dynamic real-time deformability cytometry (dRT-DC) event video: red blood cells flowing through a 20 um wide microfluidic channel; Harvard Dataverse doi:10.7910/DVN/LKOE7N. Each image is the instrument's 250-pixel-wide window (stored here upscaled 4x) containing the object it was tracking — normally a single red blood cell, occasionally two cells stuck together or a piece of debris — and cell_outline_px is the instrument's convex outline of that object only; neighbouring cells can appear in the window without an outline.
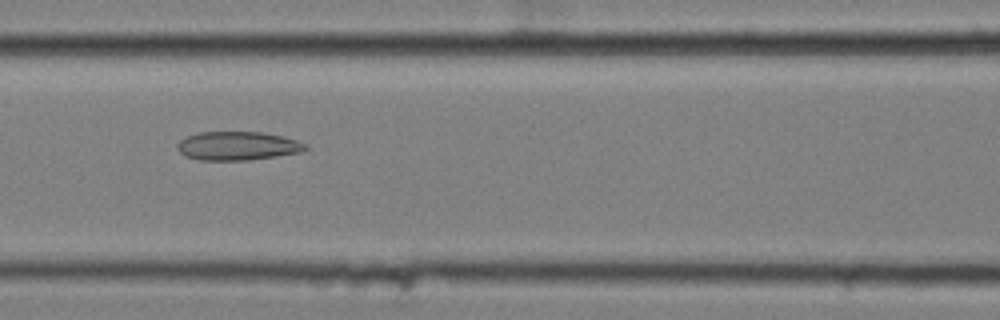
{"species": "common noctule bat (a hibernating species)", "species_latin": "Nyctalus noctula", "temperature_condition": "cold", "stored_images_in_passage": 11, "camera_frame_rate_fps": 3000, "um_per_image_px": 0.085, "animal": {"sex": "female", "body_mass_g": 25.1}, "frame": {"image": 1, "passage_image": 7, "time_ms": 2.0, "image_size_px": [1000, 320], "cell_outline_px": [[308, 148], [300, 152], [276, 156], [248, 160], [200, 160], [184, 156], [176, 148], [176, 144], [180, 140], [188, 136], [200, 132], [260, 132], [280, 136], [296, 140], [308, 144]], "centroid_in_image_um": [20.17, 12.4], "position_along_channel_um": 146.4, "area_um2": 21.33}}
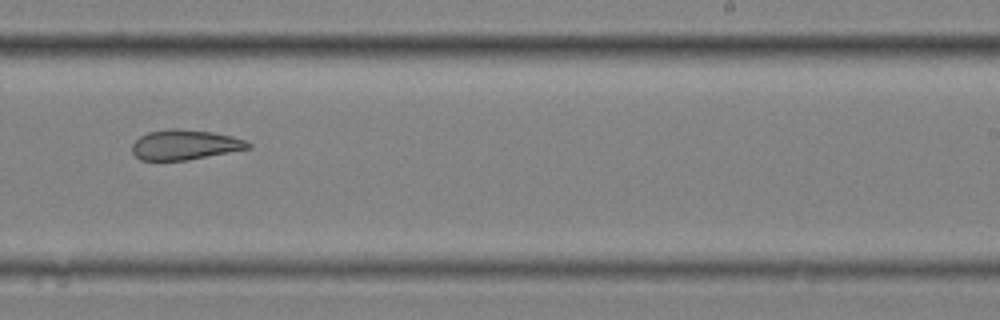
{"frame": {"image": 2, "passage_image": 10, "time_ms": 3.0, "image_size_px": [1000, 320], "cell_outline_px": [[252, 148], [188, 160], [140, 160], [132, 152], [132, 144], [140, 136], [148, 132], [168, 128], [180, 128], [212, 132], [232, 136], [248, 140], [252, 144]], "centroid_in_image_um": [15.75, 12.3], "position_along_channel_um": 273.3, "area_um2": 20.52}}
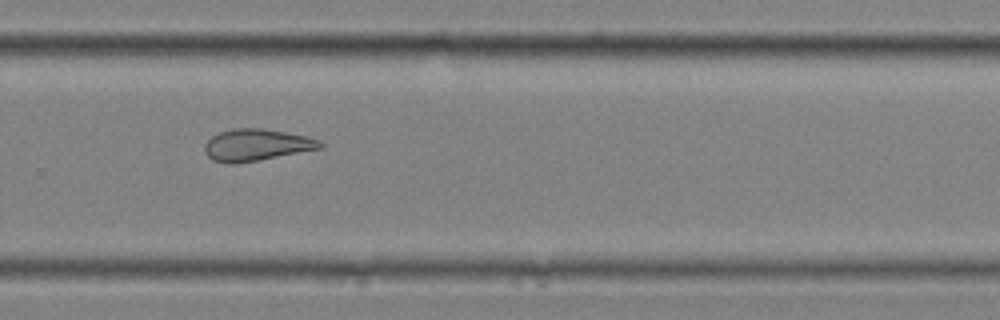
{"frame": {"image": 3, "passage_image": 11, "time_ms": 3.333, "image_size_px": [1000, 320], "cell_outline_px": [[324, 144], [320, 148], [260, 160], [232, 164], [228, 164], [212, 160], [204, 152], [204, 144], [212, 136], [220, 132], [232, 128], [260, 128], [284, 132], [304, 136], [320, 140]], "centroid_in_image_um": [21.74, 12.33], "position_along_channel_um": 308.1, "area_um2": 21.27}}